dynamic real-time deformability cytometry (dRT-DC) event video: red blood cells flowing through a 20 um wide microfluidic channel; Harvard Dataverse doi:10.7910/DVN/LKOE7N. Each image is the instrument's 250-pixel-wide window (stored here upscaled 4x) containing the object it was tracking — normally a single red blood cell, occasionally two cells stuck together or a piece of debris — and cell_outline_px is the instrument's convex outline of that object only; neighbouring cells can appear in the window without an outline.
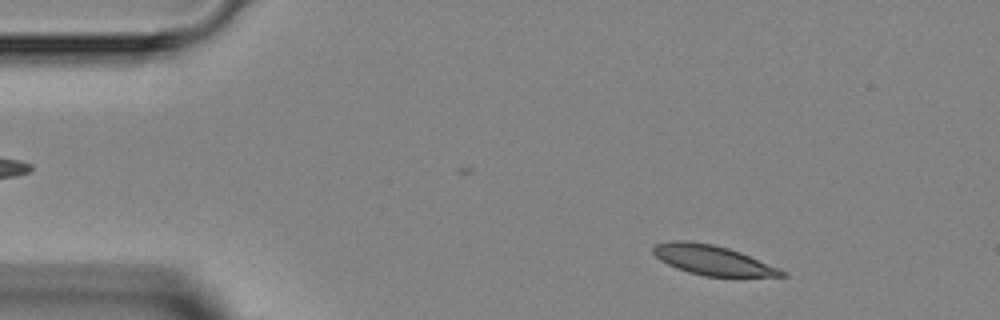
{"species": "Egyptian fruit bat (a non-hibernating species)", "species_latin": "Rousettus aegyptiacus", "temperature_condition": "room temperature", "stored_images_in_passage": 2, "camera_frame_rate_fps": 3000, "um_per_image_px": 0.085, "animal": {"sex": "female"}, "frame": {"image": 1, "passage_image": 1, "time_ms": 0.0, "image_size_px": [1000, 320], "cell_outline_px": [[788, 276], [704, 276], [688, 272], [676, 268], [660, 260], [652, 252], [652, 248], [656, 244], [672, 240], [688, 240], [712, 244], [728, 248], [740, 252], [780, 268], [788, 272]], "centroid_in_image_um": [60.56, 22.1], "position_along_channel_um": 24.4, "area_um2": 22.25}}